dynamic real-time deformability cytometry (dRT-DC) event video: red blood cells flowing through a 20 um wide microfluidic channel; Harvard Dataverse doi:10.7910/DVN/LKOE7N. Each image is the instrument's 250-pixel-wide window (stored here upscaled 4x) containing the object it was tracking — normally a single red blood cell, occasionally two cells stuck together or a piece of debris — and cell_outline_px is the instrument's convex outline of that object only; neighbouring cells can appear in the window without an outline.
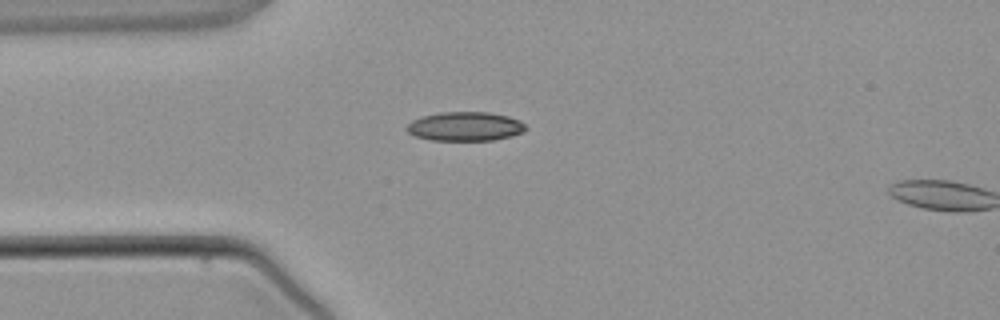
{"species": "common noctule bat (a hibernating species)", "species_latin": "Nyctalus noctula", "temperature_condition": "warm", "stored_images_in_passage": 2, "camera_frame_rate_fps": 3000, "um_per_image_px": 0.085, "animal": {"sex": "male", "body_mass_g": 21.5, "forearm_length_mm": 52.0}, "frame": {"image": 1, "passage_image": 1, "time_ms": 0.0, "image_size_px": [1000, 320], "cell_outline_px": [[528, 128], [524, 132], [512, 136], [492, 140], [432, 140], [416, 136], [408, 132], [404, 128], [412, 120], [424, 116], [440, 112], [488, 112], [508, 116], [520, 120]], "centroid_in_image_um": [39.56, 10.74], "position_along_channel_um": 45.4, "area_um2": 20.17}}